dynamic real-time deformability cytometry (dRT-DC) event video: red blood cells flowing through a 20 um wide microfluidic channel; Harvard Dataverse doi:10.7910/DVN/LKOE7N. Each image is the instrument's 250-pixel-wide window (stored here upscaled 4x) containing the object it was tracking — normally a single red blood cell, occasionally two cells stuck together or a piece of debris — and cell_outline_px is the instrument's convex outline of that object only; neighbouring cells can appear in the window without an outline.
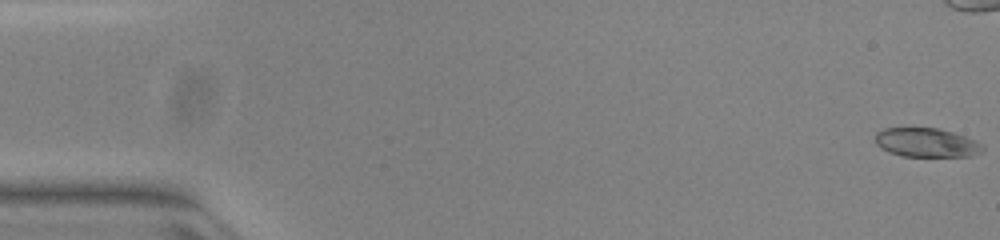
{"species": "common noctule bat (a hibernating species)", "species_latin": "Nyctalus noctula", "temperature_condition": "warm", "stored_images_in_passage": 16, "camera_frame_rate_fps": 3000, "um_per_image_px": 0.085, "animal": {"sex": "female", "body_mass_g": 23.0, "forearm_length_mm": 53.4}, "frame": {"image": 1, "passage_image": 1, "time_ms": 0.0, "image_size_px": [1000, 240], "cell_outline_px": [[984, 148], [980, 152], [972, 156], [904, 156], [888, 152], [880, 148], [876, 144], [876, 132], [884, 128], [936, 128], [952, 132], [976, 140], [984, 144]], "centroid_in_image_um": [78.75, 12.12], "position_along_channel_um": 6.2, "area_um2": 18.15}}